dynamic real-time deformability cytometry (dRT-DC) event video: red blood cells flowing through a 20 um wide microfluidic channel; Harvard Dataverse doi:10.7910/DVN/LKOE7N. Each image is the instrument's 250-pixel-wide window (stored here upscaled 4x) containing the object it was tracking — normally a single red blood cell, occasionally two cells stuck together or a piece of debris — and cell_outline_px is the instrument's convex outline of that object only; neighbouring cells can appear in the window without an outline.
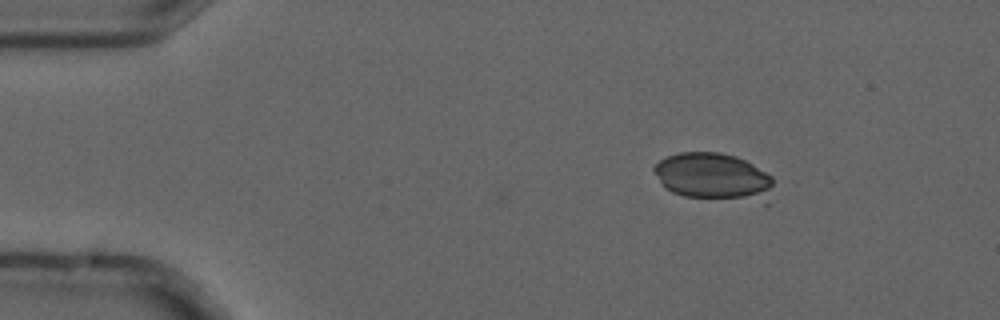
{"species": "common noctule bat (a hibernating species)", "species_latin": "Nyctalus noctula", "temperature_condition": "cold", "stored_images_in_passage": 4, "camera_frame_rate_fps": 3000, "um_per_image_px": 0.085, "animal": {"sex": "male", "forearm_length_mm": 52.5}, "frame": {"image": 1, "passage_image": 1, "time_ms": 0.0, "image_size_px": [1000, 320], "cell_outline_px": [[772, 184], [760, 196], [684, 196], [672, 192], [664, 188], [652, 168], [660, 160], [668, 156], [680, 152], [720, 152], [736, 156], [752, 164], [772, 176]], "centroid_in_image_um": [60.45, 14.89], "position_along_channel_um": 24.6, "area_um2": 30.58}}
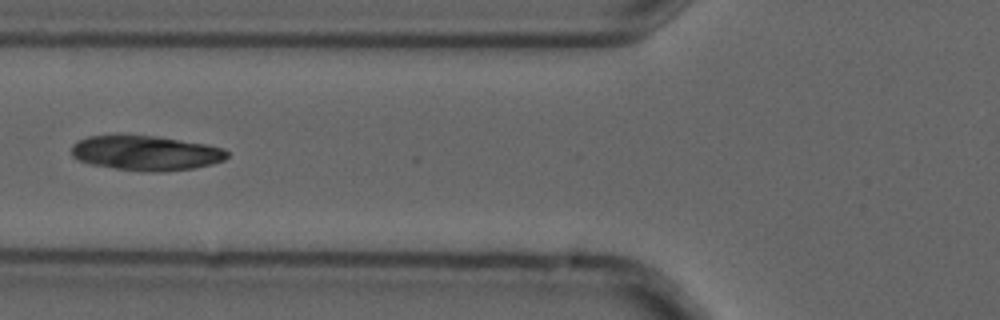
{"frame": {"image": 2, "passage_image": 4, "time_ms": 1.0, "image_size_px": [1000, 320], "cell_outline_px": [[228, 156], [224, 160], [212, 164], [192, 168], [112, 168], [92, 164], [80, 160], [72, 156], [72, 144], [88, 136], [156, 136], [208, 144], [224, 148], [228, 152]], "centroid_in_image_um": [12.42, 12.95], "position_along_channel_um": 113.4, "area_um2": 30.06}}